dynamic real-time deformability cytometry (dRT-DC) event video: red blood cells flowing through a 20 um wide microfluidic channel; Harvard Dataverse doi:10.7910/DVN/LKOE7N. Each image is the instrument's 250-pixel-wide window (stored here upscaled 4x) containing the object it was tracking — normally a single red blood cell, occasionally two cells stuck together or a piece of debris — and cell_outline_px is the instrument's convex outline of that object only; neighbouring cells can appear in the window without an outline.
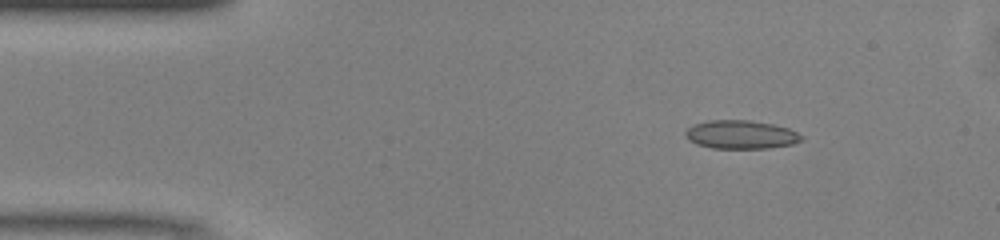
{"species": "common noctule bat (a hibernating species)", "species_latin": "Nyctalus noctula", "temperature_condition": "warm", "stored_images_in_passage": 43, "camera_frame_rate_fps": 3000, "um_per_image_px": 0.085, "animal": {"sex": "male", "body_mass_g": 13.0, "forearm_length_mm": 53.1}, "frame": {"image": 1, "passage_image": 1, "time_ms": 0.0, "image_size_px": [1000, 240], "cell_outline_px": [[804, 140], [792, 144], [768, 148], [712, 148], [696, 144], [688, 140], [684, 136], [684, 132], [692, 124], [708, 120], [752, 120], [772, 124], [788, 128], [804, 136]], "centroid_in_image_um": [62.95, 11.43], "position_along_channel_um": 22.0, "area_um2": 19.48}}
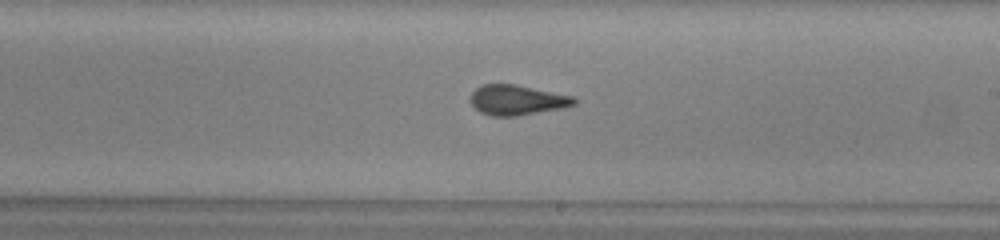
{"frame": {"image": 2, "passage_image": 22, "time_ms": 7.0, "image_size_px": [1000, 240], "cell_outline_px": [[576, 104], [560, 108], [516, 116], [492, 116], [480, 112], [472, 104], [472, 92], [476, 88], [484, 84], [516, 84], [572, 96], [576, 100]], "centroid_in_image_um": [43.94, 8.5], "position_along_channel_um": 245.1, "area_um2": 17.86}}
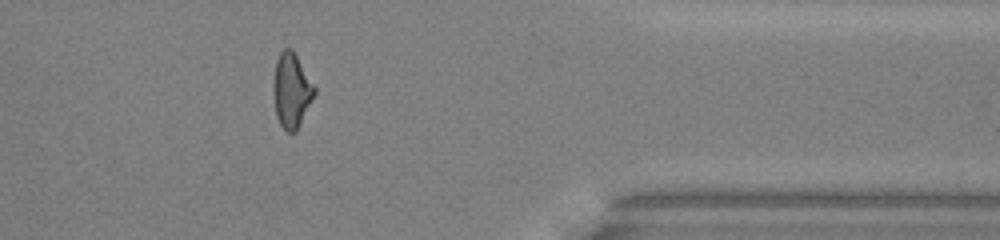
{"frame": {"image": 3, "passage_image": 34, "time_ms": 11.0, "image_size_px": [1000, 240], "cell_outline_px": [[316, 92], [296, 132], [288, 132], [280, 124], [276, 116], [276, 60], [280, 52], [284, 48], [292, 48], [316, 88]], "centroid_in_image_um": [24.83, 7.68], "position_along_channel_um": 386.6, "area_um2": 17.05}, "authors_computed_cell_mechanics": {"area_um2": 18.2648, "velocity_mm_per_s": 4.1338, "shape_relaxation_time_tau1_ms": 7.5721, "shape_relaxation_time_tau2_ms": 1.122, "deformation_change_tau1": 0.1512, "deformation_change_tau2": 0.0415}}